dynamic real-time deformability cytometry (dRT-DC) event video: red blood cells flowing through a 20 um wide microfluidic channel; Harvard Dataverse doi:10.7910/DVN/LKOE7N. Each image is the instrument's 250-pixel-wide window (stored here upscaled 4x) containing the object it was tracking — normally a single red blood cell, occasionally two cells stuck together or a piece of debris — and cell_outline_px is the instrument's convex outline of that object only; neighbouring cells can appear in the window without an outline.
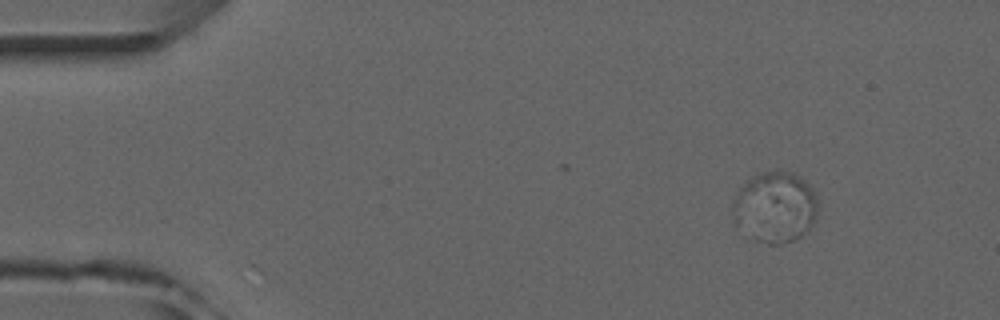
{"species": "common noctule bat (a hibernating species)", "species_latin": "Nyctalus noctula", "temperature_condition": "room temperature", "stored_images_in_passage": 9, "camera_frame_rate_fps": 3000, "um_per_image_px": 0.085, "animal": {"sex": "male", "forearm_length_mm": 52.5}, "frame": {"image": 1, "passage_image": 2, "time_ms": 2.0, "image_size_px": [1000, 320], "cell_outline_px": [[816, 220], [800, 236], [792, 240], [780, 244], [768, 244], [752, 240], [736, 228], [732, 220], [732, 204], [736, 192], [752, 176], [776, 168], [792, 172], [800, 176], [816, 192]], "centroid_in_image_um": [65.82, 17.6], "position_along_channel_um": 19.2, "area_um2": 35.95}}
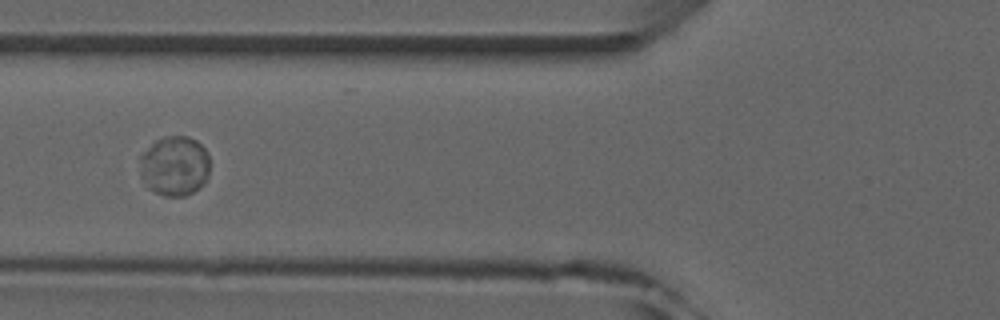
{"frame": {"image": 2, "passage_image": 6, "time_ms": 6.667, "image_size_px": [1000, 320], "cell_outline_px": [[208, 176], [204, 184], [192, 192], [184, 196], [164, 196], [148, 188], [140, 176], [140, 156], [156, 140], [164, 136], [188, 136], [196, 140], [208, 152]], "centroid_in_image_um": [14.84, 14.1], "position_along_channel_um": 111.0, "area_um2": 24.45}}
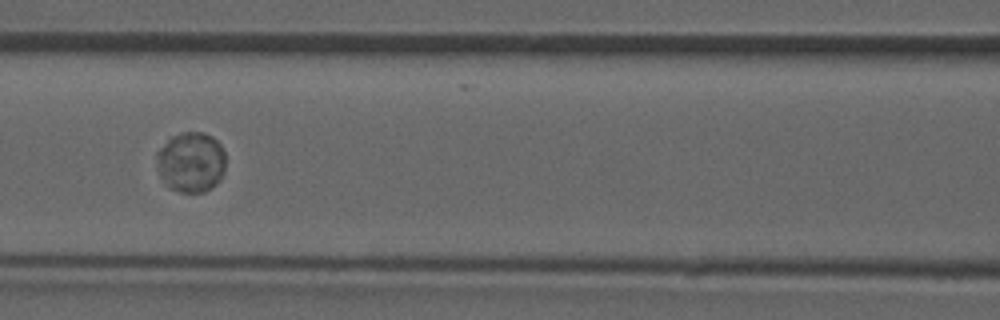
{"frame": {"image": 3, "passage_image": 7, "time_ms": 7.667, "image_size_px": [1000, 320], "cell_outline_px": [[224, 172], [220, 180], [216, 184], [204, 192], [180, 192], [168, 188], [160, 176], [156, 156], [156, 152], [172, 136], [184, 132], [204, 132], [212, 136], [220, 144], [224, 152]], "centroid_in_image_um": [16.23, 13.78], "position_along_channel_um": 150.4, "area_um2": 24.28}}